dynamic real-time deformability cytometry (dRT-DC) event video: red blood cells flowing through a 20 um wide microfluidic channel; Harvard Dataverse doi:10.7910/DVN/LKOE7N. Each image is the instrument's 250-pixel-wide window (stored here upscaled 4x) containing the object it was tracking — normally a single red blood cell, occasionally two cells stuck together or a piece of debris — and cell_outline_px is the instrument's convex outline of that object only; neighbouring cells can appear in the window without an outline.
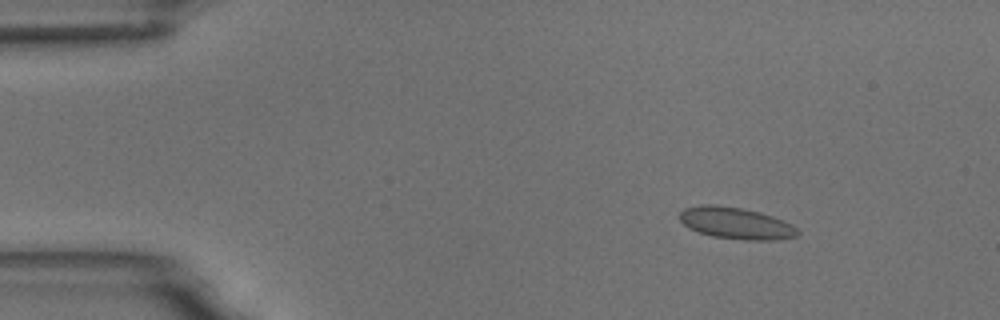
{"species": "common noctule bat (a hibernating species)", "species_latin": "Nyctalus noctula", "temperature_condition": "room temperature", "stored_images_in_passage": 6, "camera_frame_rate_fps": 3000, "um_per_image_px": 0.085, "animal": {"sex": "male", "body_mass_g": 18.8}, "frame": {"image": 1, "passage_image": 2, "time_ms": 2.0, "image_size_px": [1000, 320], "cell_outline_px": [[800, 232], [796, 236], [776, 240], [744, 240], [712, 236], [688, 228], [680, 220], [680, 212], [684, 208], [704, 204], [716, 204], [740, 208], [760, 212], [784, 220], [792, 224]], "centroid_in_image_um": [62.56, 18.97], "position_along_channel_um": 22.4, "area_um2": 21.79}}
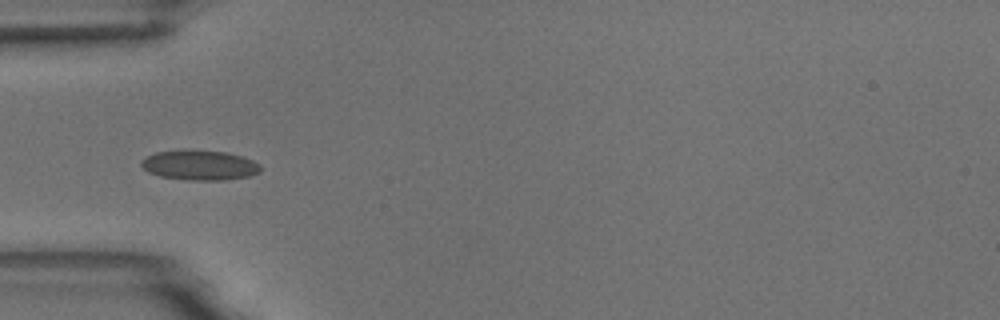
{"frame": {"image": 2, "passage_image": 5, "time_ms": 5.333, "image_size_px": [1000, 320], "cell_outline_px": [[260, 172], [248, 176], [224, 180], [188, 180], [160, 176], [148, 172], [140, 164], [140, 160], [156, 152], [224, 152], [240, 156], [252, 160], [260, 164]], "centroid_in_image_um": [16.97, 14.08], "position_along_channel_um": 68.0, "area_um2": 20.0}}